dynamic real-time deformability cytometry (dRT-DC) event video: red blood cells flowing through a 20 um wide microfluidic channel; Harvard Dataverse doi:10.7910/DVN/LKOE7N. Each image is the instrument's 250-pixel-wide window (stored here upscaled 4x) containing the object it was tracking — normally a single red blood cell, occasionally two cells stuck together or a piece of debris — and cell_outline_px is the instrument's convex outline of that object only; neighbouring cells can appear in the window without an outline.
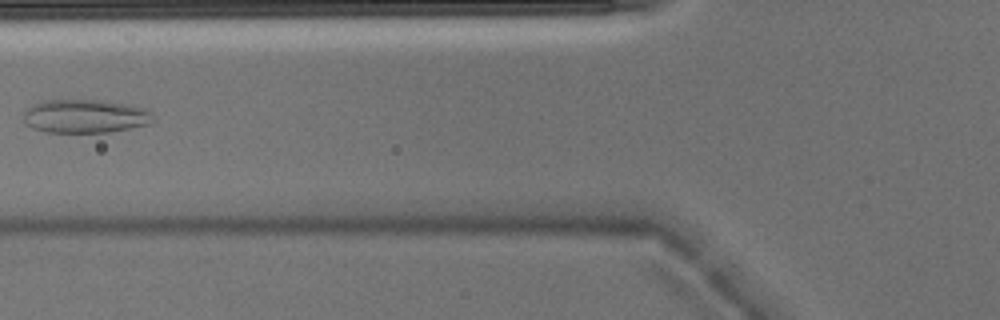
{"species": "Egyptian fruit bat (a non-hibernating species)", "species_latin": "Rousettus aegyptiacus", "temperature_condition": "warm", "stored_images_in_passage": 7, "camera_frame_rate_fps": 3000, "um_per_image_px": 0.085, "animal": {"sex": "male"}, "frame": {"image": 1, "passage_image": 6, "time_ms": 1.667, "image_size_px": [1000, 320], "cell_outline_px": [[156, 120], [152, 124], [108, 132], [48, 132], [32, 128], [24, 124], [24, 112], [32, 104], [44, 100], [104, 100], [132, 104], [144, 108], [152, 112]], "centroid_in_image_um": [7.29, 9.87], "position_along_channel_um": 118.5, "area_um2": 25.78}}